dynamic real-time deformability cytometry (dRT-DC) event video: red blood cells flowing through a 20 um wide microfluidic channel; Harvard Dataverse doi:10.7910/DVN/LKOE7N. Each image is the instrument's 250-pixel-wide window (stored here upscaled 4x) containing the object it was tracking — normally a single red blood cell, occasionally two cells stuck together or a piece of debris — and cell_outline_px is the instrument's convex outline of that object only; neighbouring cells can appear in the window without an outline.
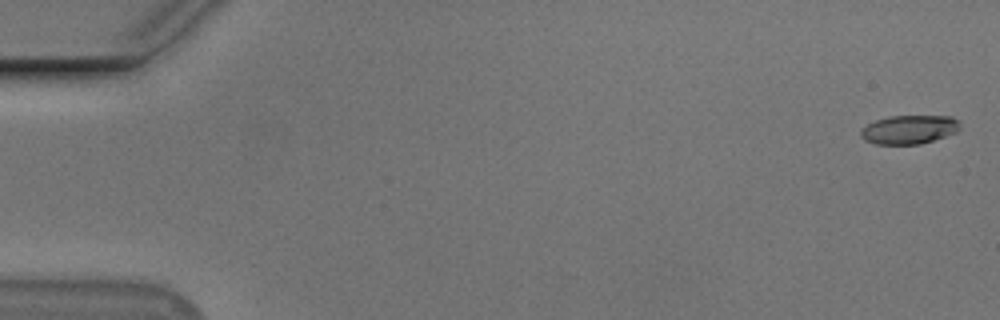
{"species": "Egyptian fruit bat (a non-hibernating species)", "species_latin": "Rousettus aegyptiacus", "temperature_condition": "cold", "stored_images_in_passage": 55, "camera_frame_rate_fps": 3000, "um_per_image_px": 0.085, "animal": {"sex": "male"}, "frame": {"image": 1, "passage_image": 1, "time_ms": 0.0, "image_size_px": [1000, 320], "cell_outline_px": [[960, 128], [956, 132], [920, 144], [876, 144], [864, 140], [860, 136], [860, 128], [876, 120], [888, 116], [952, 116], [960, 120]], "centroid_in_image_um": [77.26, 11.0], "position_along_channel_um": 7.7, "area_um2": 16.7}}
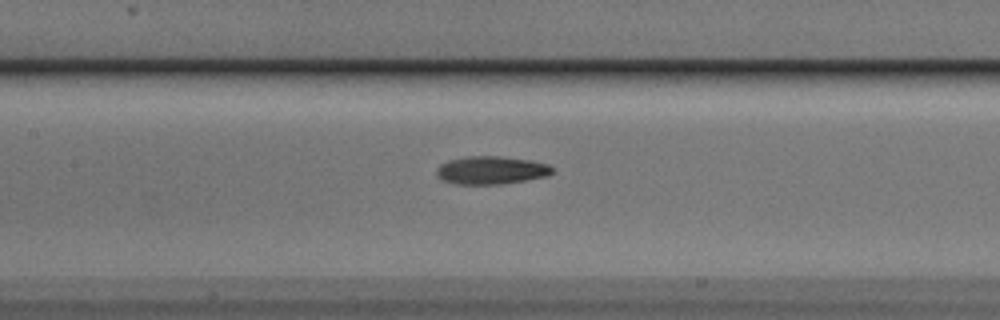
{"frame": {"image": 2, "passage_image": 26, "time_ms": 8.333, "image_size_px": [1000, 320], "cell_outline_px": [[552, 172], [548, 176], [500, 184], [456, 184], [444, 180], [436, 172], [436, 168], [440, 164], [448, 160], [468, 156], [500, 156], [528, 160], [548, 164], [552, 168]], "centroid_in_image_um": [41.74, 14.46], "position_along_channel_um": 165.7, "area_um2": 18.67}}
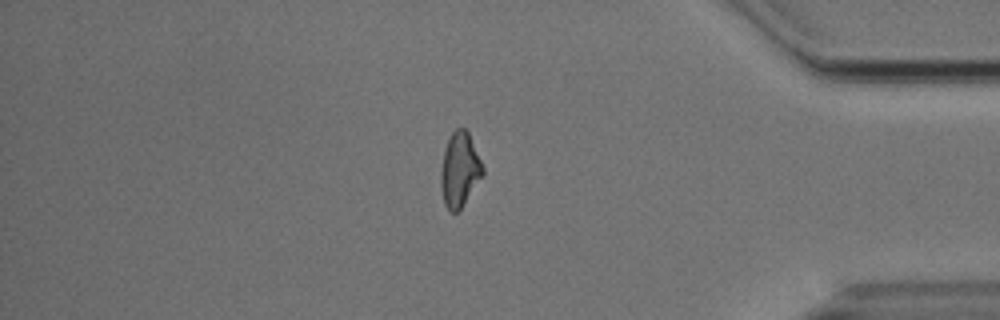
{"frame": {"image": 3, "passage_image": 47, "time_ms": 15.333, "image_size_px": [1000, 320], "cell_outline_px": [[484, 172], [460, 208], [456, 212], [452, 212], [444, 204], [440, 188], [440, 172], [444, 148], [452, 132], [456, 128], [464, 128], [468, 132], [484, 168]], "centroid_in_image_um": [39.04, 14.4], "position_along_channel_um": 396.2, "area_um2": 17.86}, "authors_computed_cell_mechanics": {"area_um2": 18.207, "velocity_mm_per_s": 3.7171, "shape_relaxation_time_tau1_ms": 6.2047, "shape_relaxation_time_tau2_ms": 9.9002, "deformation_change_tau1": 0.2033, "deformation_change_tau2": 0.1719}}